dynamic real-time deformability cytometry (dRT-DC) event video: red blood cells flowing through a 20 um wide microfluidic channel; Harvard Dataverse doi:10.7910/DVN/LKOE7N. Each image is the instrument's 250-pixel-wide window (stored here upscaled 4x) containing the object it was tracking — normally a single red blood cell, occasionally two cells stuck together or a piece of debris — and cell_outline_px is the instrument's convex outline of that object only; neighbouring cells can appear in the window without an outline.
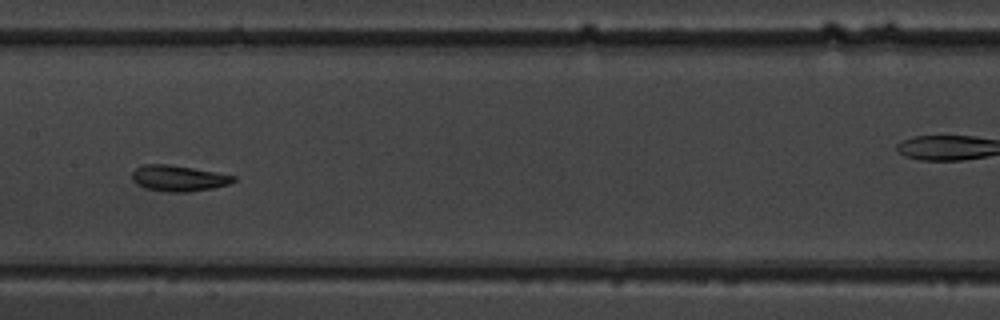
{"species": "common noctule bat (a hibernating species)", "species_latin": "Nyctalus noctula", "temperature_condition": "warm", "stored_images_in_passage": 15, "camera_frame_rate_fps": 3000, "um_per_image_px": 0.085, "animal": {"sex": "male", "body_mass_g": 19.5, "forearm_length_mm": 54.6}, "frame": {"image": 1, "passage_image": 7, "time_ms": 6.667, "image_size_px": [1000, 320], "cell_outline_px": [[236, 180], [228, 184], [212, 188], [188, 192], [168, 192], [144, 188], [136, 184], [132, 180], [132, 172], [136, 168], [144, 164], [168, 164], [216, 172], [236, 176]], "centroid_in_image_um": [15.14, 15.15], "position_along_channel_um": 192.3, "area_um2": 15.32}}
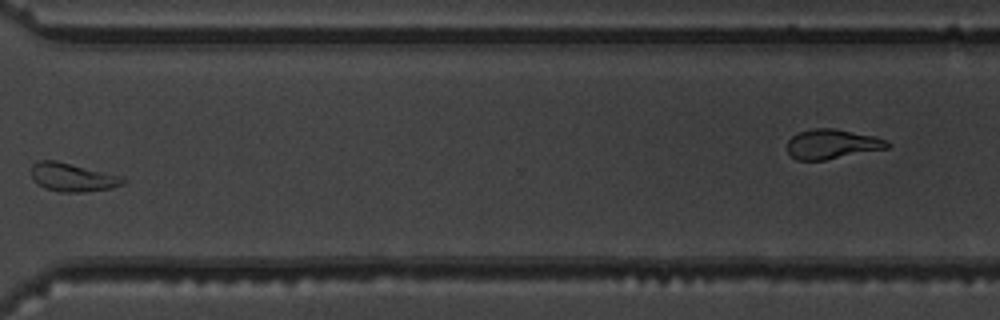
{"frame": {"image": 2, "passage_image": 11, "time_ms": 11.333, "image_size_px": [1000, 320], "cell_outline_px": [[128, 180], [124, 184], [112, 188], [84, 192], [60, 192], [44, 188], [36, 184], [32, 176], [32, 164], [40, 160], [56, 160], [124, 176]], "centroid_in_image_um": [6.21, 15.07], "position_along_channel_um": 364.4, "area_um2": 15.49}}
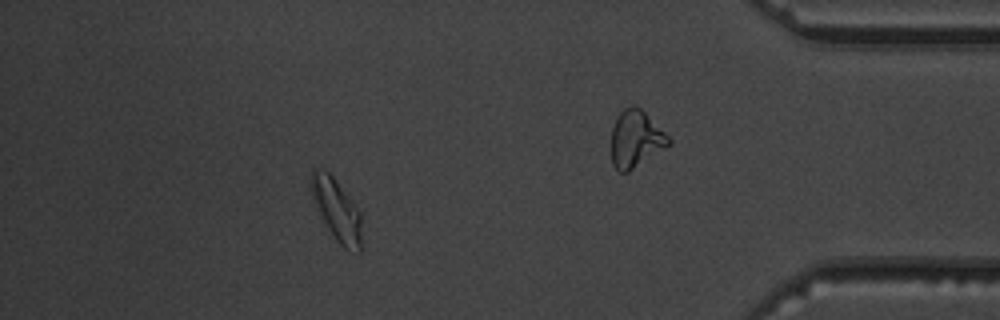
{"frame": {"image": 3, "passage_image": 13, "time_ms": 13.667, "image_size_px": [1000, 320], "cell_outline_px": [[360, 252], [356, 252], [344, 248], [336, 240], [312, 204], [308, 188], [308, 176], [312, 168], [324, 168], [336, 180], [360, 212]], "centroid_in_image_um": [28.5, 17.74], "position_along_channel_um": 406.7, "area_um2": 18.61}, "authors_computed_cell_mechanics": {"area_um2": 15.895, "velocity_mm_per_s": 3.6828, "shape_relaxation_time_tau1_ms": 5.3256, "shape_relaxation_time_tau2_ms": 4.1433, "deformation_change_tau1": 0.1238, "deformation_change_tau2": 0.0996}}